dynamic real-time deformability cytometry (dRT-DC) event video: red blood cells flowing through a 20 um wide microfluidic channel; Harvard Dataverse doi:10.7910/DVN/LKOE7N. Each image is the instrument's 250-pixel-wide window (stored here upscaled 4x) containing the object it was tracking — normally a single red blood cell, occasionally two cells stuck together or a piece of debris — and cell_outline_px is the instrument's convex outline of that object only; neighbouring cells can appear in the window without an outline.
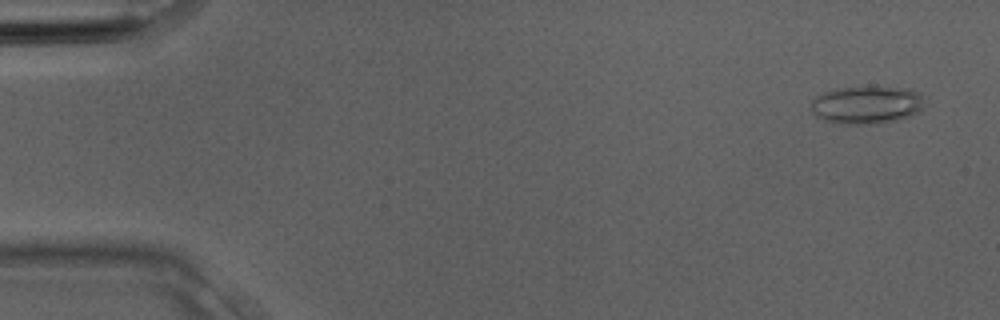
{"species": "Egyptian fruit bat (a non-hibernating species)", "species_latin": "Rousettus aegyptiacus", "temperature_condition": "room temperature", "stored_images_in_passage": 3, "camera_frame_rate_fps": 3000, "um_per_image_px": 0.085, "animal": {"sex": "male"}, "frame": {"image": 1, "passage_image": 1, "time_ms": 0.0, "image_size_px": [1000, 320], "cell_outline_px": [[924, 108], [920, 112], [912, 116], [896, 120], [876, 124], [832, 124], [816, 116], [812, 112], [812, 100], [816, 96], [828, 92], [844, 88], [912, 88], [920, 96]], "centroid_in_image_um": [73.68, 8.96], "position_along_channel_um": 11.3, "area_um2": 24.74}}